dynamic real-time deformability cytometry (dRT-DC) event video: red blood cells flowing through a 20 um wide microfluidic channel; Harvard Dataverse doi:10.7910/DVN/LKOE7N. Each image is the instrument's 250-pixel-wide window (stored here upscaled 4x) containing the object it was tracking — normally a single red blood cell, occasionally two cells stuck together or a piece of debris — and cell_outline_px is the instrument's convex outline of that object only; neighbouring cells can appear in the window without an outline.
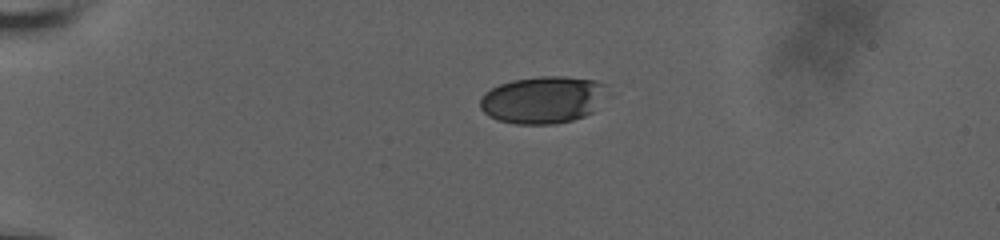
{"species": "human", "species_latin": "Homo sapiens", "temperature_condition": "room temperature", "stored_images_in_passage": 20, "camera_frame_rate_fps": 3000, "um_per_image_px": 0.085, "donor": {"sex": "male"}, "frame": {"image": 1, "passage_image": 1, "time_ms": 0.0, "image_size_px": [1000, 240], "cell_outline_px": [[608, 96], [592, 112], [584, 116], [572, 120], [556, 124], [516, 124], [500, 120], [488, 116], [480, 108], [480, 96], [484, 92], [500, 84], [512, 80], [540, 76], [560, 76], [596, 80], [608, 84]], "centroid_in_image_um": [46.19, 8.47], "position_along_channel_um": 38.8, "area_um2": 35.43}}
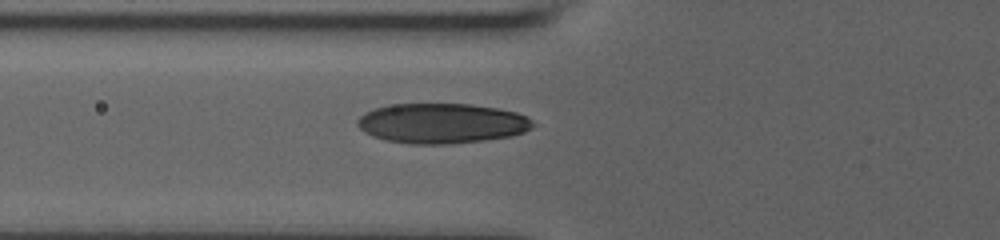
{"frame": {"image": 2, "passage_image": 18, "time_ms": 3.0, "image_size_px": [1000, 240], "cell_outline_px": [[536, 124], [532, 128], [524, 132], [512, 136], [484, 140], [448, 144], [408, 144], [384, 140], [372, 136], [364, 132], [356, 124], [356, 120], [364, 112], [388, 104], [468, 104], [496, 108], [516, 112], [532, 120]], "centroid_in_image_um": [37.52, 10.49], "position_along_channel_um": 88.3, "area_um2": 41.15}}